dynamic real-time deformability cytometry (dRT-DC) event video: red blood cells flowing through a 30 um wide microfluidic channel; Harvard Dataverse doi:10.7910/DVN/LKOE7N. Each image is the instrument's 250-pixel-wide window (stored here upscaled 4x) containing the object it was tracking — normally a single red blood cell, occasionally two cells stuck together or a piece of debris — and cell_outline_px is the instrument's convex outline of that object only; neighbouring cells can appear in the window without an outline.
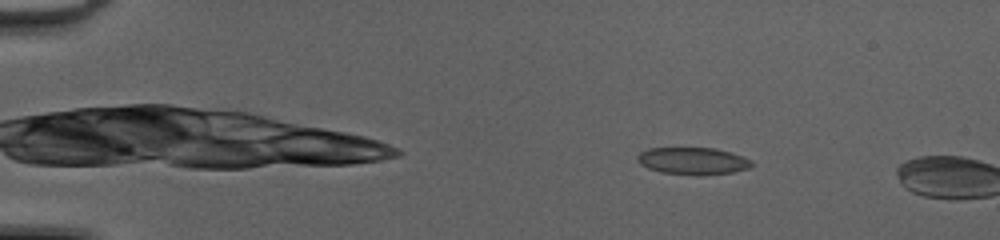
{"species": "common noctule bat (a hibernating species)", "species_latin": "Nyctalus noctula", "temperature_condition": "cold", "stored_images_in_passage": 4, "camera_frame_rate_fps": 3000, "um_per_image_px": 0.085, "animal": {"sex": "female", "body_mass_g": 20.0, "forearm_length_mm": 54.0}, "frame": {"image": 1, "passage_image": 2, "time_ms": 0.333, "image_size_px": [1000, 240], "cell_outline_px": [[752, 164], [748, 168], [732, 172], [660, 172], [648, 168], [640, 164], [636, 160], [636, 156], [640, 152], [648, 148], [716, 148], [732, 152], [752, 160]], "centroid_in_image_um": [58.85, 13.62], "position_along_channel_um": 26.2, "area_um2": 17.22}}